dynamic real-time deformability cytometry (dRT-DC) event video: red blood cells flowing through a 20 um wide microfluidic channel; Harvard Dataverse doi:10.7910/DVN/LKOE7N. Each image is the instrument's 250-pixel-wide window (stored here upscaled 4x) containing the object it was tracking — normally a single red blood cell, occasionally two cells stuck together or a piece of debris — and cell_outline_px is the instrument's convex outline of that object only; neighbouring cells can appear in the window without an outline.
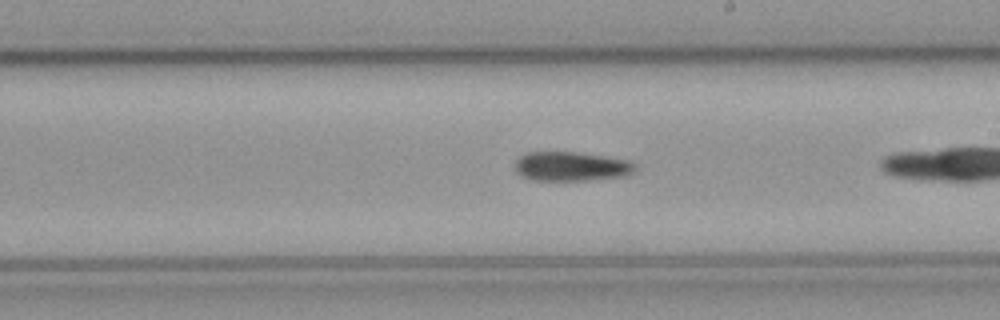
{"species": "common noctule bat (a hibernating species)", "species_latin": "Nyctalus noctula", "temperature_condition": "cold", "stored_images_in_passage": 21, "camera_frame_rate_fps": 3000, "um_per_image_px": 0.085, "animal": {"sex": "male", "body_mass_g": 23.1, "forearm_length_mm": 52.7}, "frame": {"image": 1, "passage_image": 15, "time_ms": 4.667, "image_size_px": [1000, 320], "cell_outline_px": [[636, 168], [628, 176], [588, 180], [532, 180], [516, 172], [516, 160], [524, 152], [576, 152], [604, 156], [628, 160], [636, 164]], "centroid_in_image_um": [48.57, 14.14], "position_along_channel_um": 240.4, "area_um2": 20.52}}
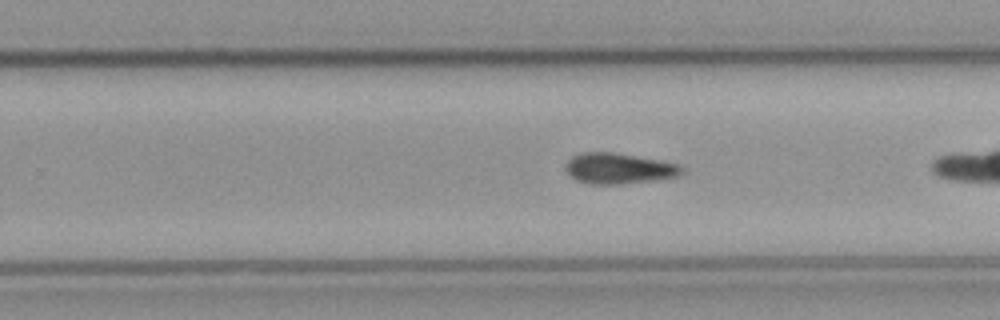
{"frame": {"image": 2, "passage_image": 18, "time_ms": 5.667, "image_size_px": [1000, 320], "cell_outline_px": [[684, 172], [680, 176], [656, 180], [620, 184], [588, 184], [576, 180], [568, 176], [564, 168], [564, 164], [572, 156], [580, 152], [612, 152], [660, 160], [680, 164], [684, 168]], "centroid_in_image_um": [52.58, 14.32], "position_along_channel_um": 277.2, "area_um2": 21.21}}